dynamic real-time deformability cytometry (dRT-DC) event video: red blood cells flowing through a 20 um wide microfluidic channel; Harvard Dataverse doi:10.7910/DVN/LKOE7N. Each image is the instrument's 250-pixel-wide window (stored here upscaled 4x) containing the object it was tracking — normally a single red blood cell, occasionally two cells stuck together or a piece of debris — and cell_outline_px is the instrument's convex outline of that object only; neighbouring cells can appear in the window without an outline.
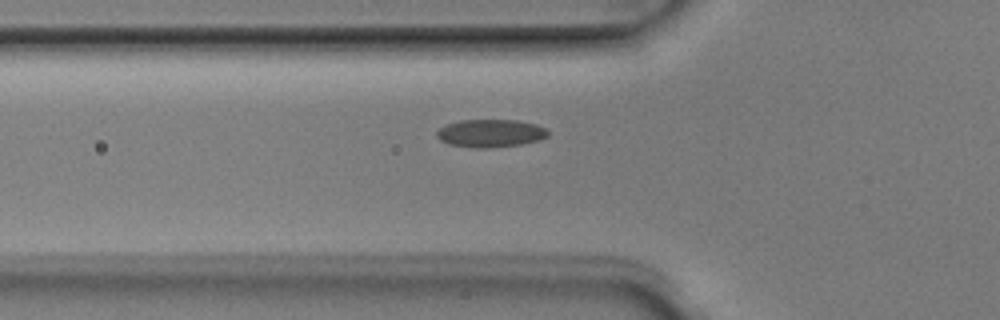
{"species": "Egyptian fruit bat (a non-hibernating species)", "species_latin": "Rousettus aegyptiacus", "temperature_condition": "room temperature", "stored_images_in_passage": 6, "segment_of_instrument_passage": [2, 2], "camera_frame_rate_fps": 3000, "um_per_image_px": 0.085, "animal": {"sex": "male"}, "frame": {"image": 1, "passage_image": 6, "time_ms": 1.667, "image_size_px": [1000, 320], "cell_outline_px": [[548, 136], [540, 140], [520, 144], [488, 148], [476, 148], [448, 144], [440, 140], [436, 136], [436, 132], [440, 128], [448, 124], [460, 120], [516, 120], [536, 124], [548, 128]], "centroid_in_image_um": [41.71, 11.32], "position_along_channel_um": 84.1, "area_um2": 18.09}}